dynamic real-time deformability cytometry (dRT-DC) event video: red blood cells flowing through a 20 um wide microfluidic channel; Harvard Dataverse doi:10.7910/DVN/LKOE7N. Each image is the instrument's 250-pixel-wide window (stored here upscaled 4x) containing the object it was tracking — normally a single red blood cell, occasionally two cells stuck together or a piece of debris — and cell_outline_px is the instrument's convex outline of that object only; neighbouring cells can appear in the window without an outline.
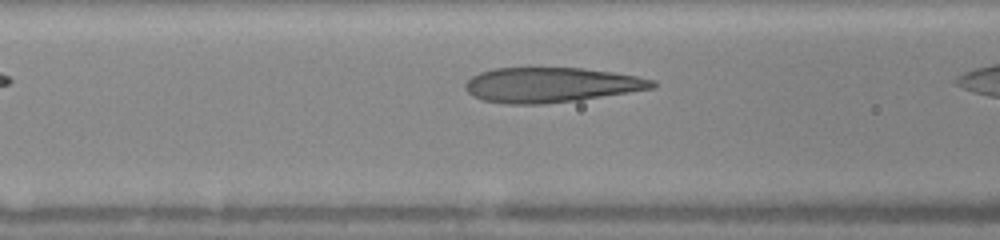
{"species": "human", "species_latin": "Homo sapiens", "temperature_condition": "warm", "stored_images_in_passage": 20, "camera_frame_rate_fps": 3000, "um_per_image_px": 0.085, "donor": {"sex": "female"}, "frame": {"image": 1, "passage_image": 4, "time_ms": 0.667, "image_size_px": [1000, 240], "cell_outline_px": [[656, 88], [580, 100], [544, 104], [508, 104], [484, 100], [472, 96], [464, 88], [464, 84], [472, 76], [480, 72], [492, 68], [580, 68], [612, 72], [636, 76], [656, 80]], "centroid_in_image_um": [46.84, 7.22], "position_along_channel_um": 119.8, "area_um2": 38.21}}